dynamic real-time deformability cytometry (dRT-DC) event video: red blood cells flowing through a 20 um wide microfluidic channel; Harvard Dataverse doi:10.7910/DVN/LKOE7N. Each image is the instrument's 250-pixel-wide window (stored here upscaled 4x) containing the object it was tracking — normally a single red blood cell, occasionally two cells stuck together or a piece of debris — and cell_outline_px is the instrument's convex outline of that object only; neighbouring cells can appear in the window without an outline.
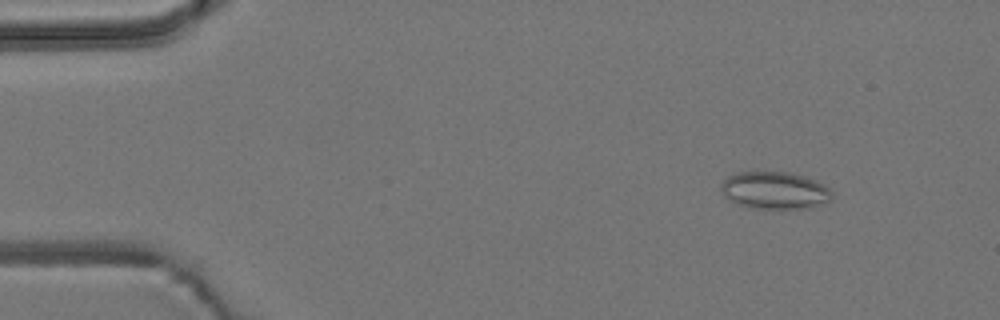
{"species": "common noctule bat (a hibernating species)", "species_latin": "Nyctalus noctula", "temperature_condition": "room temperature", "stored_images_in_passage": 3, "camera_frame_rate_fps": 3000, "um_per_image_px": 0.085, "animal": {"sex": "male", "body_mass_g": 19.2, "forearm_length_mm": 51.8}, "frame": {"image": 1, "passage_image": 1, "time_ms": 0.0, "image_size_px": [1000, 320], "cell_outline_px": [[832, 200], [804, 208], [752, 208], [728, 200], [724, 196], [720, 188], [720, 184], [728, 176], [736, 172], [788, 172], [804, 176], [828, 188], [832, 192]], "centroid_in_image_um": [65.79, 16.17], "position_along_channel_um": 19.2, "area_um2": 23.81}}